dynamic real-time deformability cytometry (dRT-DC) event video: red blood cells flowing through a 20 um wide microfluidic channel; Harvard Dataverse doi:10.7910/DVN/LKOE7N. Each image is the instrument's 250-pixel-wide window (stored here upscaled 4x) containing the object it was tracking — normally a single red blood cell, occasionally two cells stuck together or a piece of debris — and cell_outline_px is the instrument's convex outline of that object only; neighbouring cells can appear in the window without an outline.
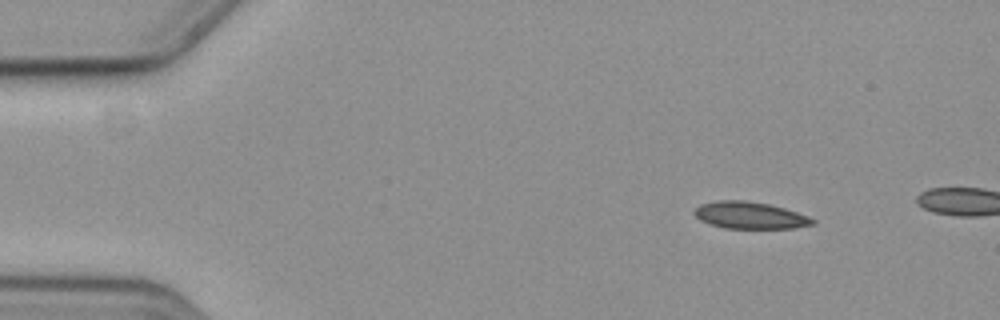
{"species": "common noctule bat (a hibernating species)", "species_latin": "Nyctalus noctula", "temperature_condition": "cold", "stored_images_in_passage": 14, "camera_frame_rate_fps": 3000, "um_per_image_px": 0.085, "animal": {"sex": "female", "body_mass_g": 19.3, "forearm_length_mm": 54.1}, "frame": {"image": 1, "passage_image": 7, "time_ms": 2.0, "image_size_px": [1000, 320], "cell_outline_px": [[816, 224], [796, 228], [724, 228], [708, 224], [700, 220], [692, 212], [700, 204], [716, 200], [744, 200], [768, 204], [784, 208], [808, 216], [816, 220]], "centroid_in_image_um": [63.73, 18.3], "position_along_channel_um": 21.3, "area_um2": 18.67}}